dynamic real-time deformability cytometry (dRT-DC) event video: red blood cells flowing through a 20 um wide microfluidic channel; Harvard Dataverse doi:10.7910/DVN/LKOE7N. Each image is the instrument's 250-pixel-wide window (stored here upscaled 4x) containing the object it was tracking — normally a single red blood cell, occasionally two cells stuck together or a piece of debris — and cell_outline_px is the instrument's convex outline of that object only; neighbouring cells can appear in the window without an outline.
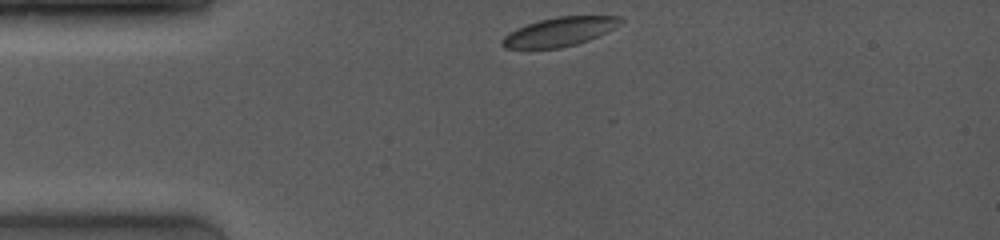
{"species": "common noctule bat (a hibernating species)", "species_latin": "Nyctalus noctula", "temperature_condition": "room temperature", "stored_images_in_passage": 11, "camera_frame_rate_fps": 4000, "um_per_image_px": 0.085, "animal": {"sex": "female", "body_mass_g": 19.0, "forearm_length_mm": 53.3}, "frame": {"image": 1, "passage_image": 1, "time_ms": 0.0, "image_size_px": [1000, 240], "cell_outline_px": [[624, 20], [620, 24], [588, 40], [576, 44], [560, 48], [504, 48], [500, 44], [500, 40], [508, 32], [516, 28], [540, 20], [556, 16], [624, 16]], "centroid_in_image_um": [47.52, 2.69], "position_along_channel_um": 37.5, "area_um2": 19.83}}